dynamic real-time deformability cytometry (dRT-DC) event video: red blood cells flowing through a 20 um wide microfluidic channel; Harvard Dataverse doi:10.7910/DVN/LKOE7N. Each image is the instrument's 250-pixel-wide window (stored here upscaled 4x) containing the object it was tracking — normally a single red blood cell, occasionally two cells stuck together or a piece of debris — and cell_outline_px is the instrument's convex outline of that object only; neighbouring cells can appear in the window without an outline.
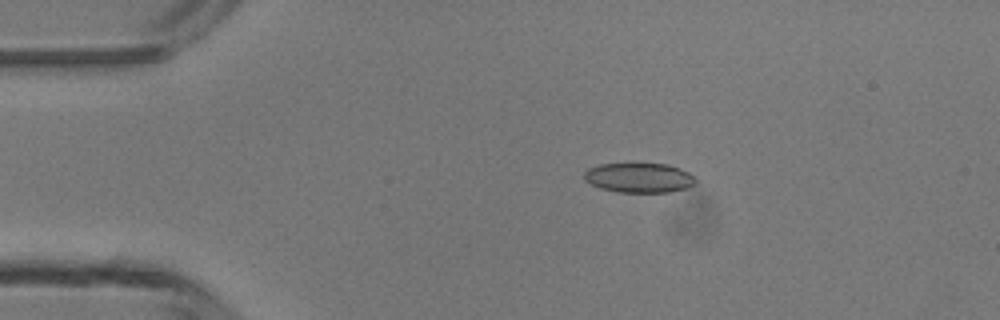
{"species": "common noctule bat (a hibernating species)", "species_latin": "Nyctalus noctula", "temperature_condition": "room temperature", "stored_images_in_passage": 4, "camera_frame_rate_fps": 3000, "um_per_image_px": 0.085, "animal": {"sex": "male", "body_mass_g": 13.3}, "frame": {"image": 1, "passage_image": 3, "time_ms": 2.333, "image_size_px": [1000, 320], "cell_outline_px": [[696, 180], [688, 188], [668, 192], [616, 192], [600, 188], [584, 180], [584, 172], [588, 168], [600, 164], [668, 164], [680, 168], [688, 172]], "centroid_in_image_um": [54.3, 15.11], "position_along_channel_um": 30.7, "area_um2": 19.19}}